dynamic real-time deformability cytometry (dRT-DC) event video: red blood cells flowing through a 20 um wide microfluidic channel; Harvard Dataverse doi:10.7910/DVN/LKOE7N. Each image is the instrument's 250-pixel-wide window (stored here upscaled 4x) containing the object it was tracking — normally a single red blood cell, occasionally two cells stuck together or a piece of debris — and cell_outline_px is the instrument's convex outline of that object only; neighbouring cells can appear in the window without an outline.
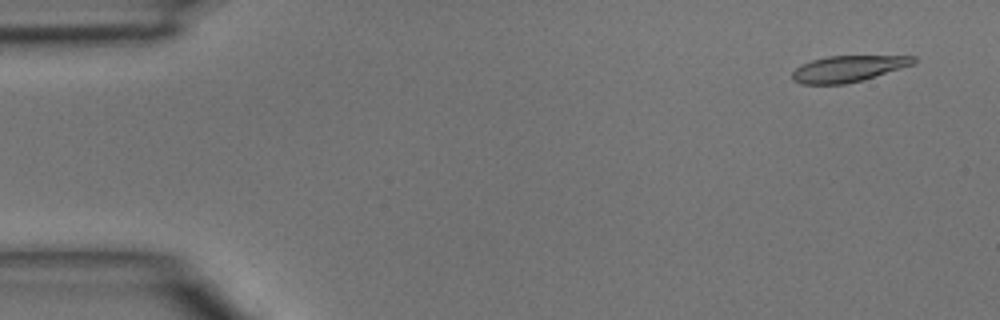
{"species": "common noctule bat (a hibernating species)", "species_latin": "Nyctalus noctula", "temperature_condition": "room temperature", "stored_images_in_passage": 7, "camera_frame_rate_fps": 3000, "um_per_image_px": 0.085, "animal": {"sex": "male", "body_mass_g": 15.6}, "frame": {"image": 1, "passage_image": 3, "time_ms": 0.667, "image_size_px": [1000, 320], "cell_outline_px": [[916, 64], [864, 80], [844, 84], [800, 84], [792, 80], [792, 72], [800, 64], [812, 60], [828, 56], [916, 56]], "centroid_in_image_um": [72.1, 5.84], "position_along_channel_um": 12.9, "area_um2": 18.73}}